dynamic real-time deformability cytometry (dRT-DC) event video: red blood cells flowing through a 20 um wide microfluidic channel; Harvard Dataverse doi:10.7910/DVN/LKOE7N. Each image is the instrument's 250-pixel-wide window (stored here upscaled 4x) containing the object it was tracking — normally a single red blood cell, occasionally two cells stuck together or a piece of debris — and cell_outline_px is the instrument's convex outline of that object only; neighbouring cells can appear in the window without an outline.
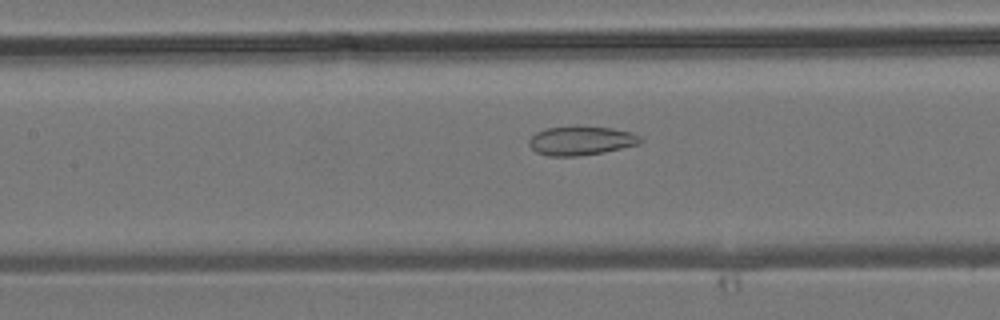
{"species": "common noctule bat (a hibernating species)", "species_latin": "Nyctalus noctula", "temperature_condition": "room temperature", "stored_images_in_passage": 32, "camera_frame_rate_fps": 3000, "um_per_image_px": 0.085, "animal": {"sex": "male", "body_mass_g": 19.2, "forearm_length_mm": 51.8}, "frame": {"image": 1, "passage_image": 12, "time_ms": 3.667, "image_size_px": [1000, 320], "cell_outline_px": [[644, 140], [640, 144], [600, 152], [576, 156], [548, 156], [536, 152], [528, 144], [528, 140], [536, 132], [544, 128], [576, 124], [612, 128], [632, 132], [640, 136]], "centroid_in_image_um": [49.37, 11.91], "position_along_channel_um": 158.0, "area_um2": 19.25}}
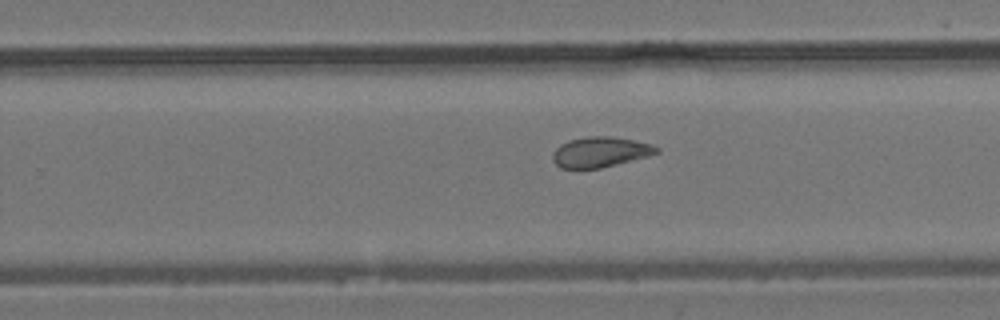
{"frame": {"image": 2, "passage_image": 20, "time_ms": 6.333, "image_size_px": [1000, 320], "cell_outline_px": [[660, 152], [648, 156], [600, 168], [560, 168], [552, 160], [552, 152], [560, 144], [568, 140], [584, 136], [612, 136], [652, 144], [660, 148]], "centroid_in_image_um": [51.0, 12.91], "position_along_channel_um": 278.8, "area_um2": 18.44}}
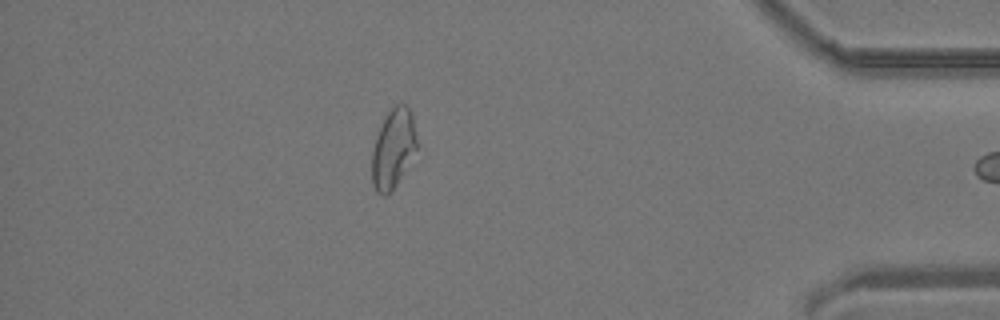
{"frame": {"image": 3, "passage_image": 31, "time_ms": 10.0, "image_size_px": [1000, 320], "cell_outline_px": [[416, 148], [396, 184], [384, 196], [376, 192], [372, 184], [372, 152], [376, 136], [384, 116], [396, 104], [404, 104], [412, 112], [416, 140]], "centroid_in_image_um": [33.39, 12.6], "position_along_channel_um": 401.8, "area_um2": 20.23}}